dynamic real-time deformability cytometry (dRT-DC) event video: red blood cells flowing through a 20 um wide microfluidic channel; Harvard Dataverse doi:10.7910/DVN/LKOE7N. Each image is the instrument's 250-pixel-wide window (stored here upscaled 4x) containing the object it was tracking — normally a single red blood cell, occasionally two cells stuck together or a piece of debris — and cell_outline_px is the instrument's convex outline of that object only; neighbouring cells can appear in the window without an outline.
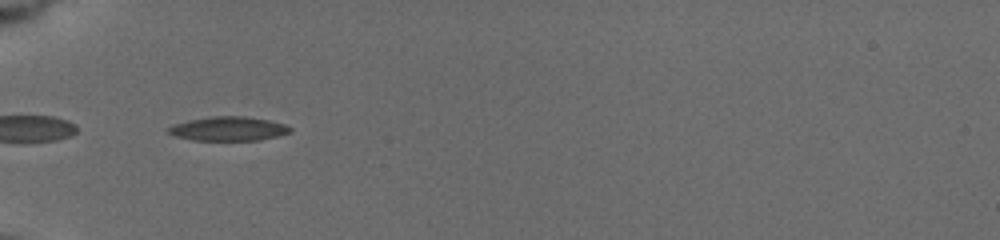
{"species": "common noctule bat (a hibernating species)", "species_latin": "Nyctalus noctula", "temperature_condition": "cold", "stored_images_in_passage": 9, "camera_frame_rate_fps": 3000, "um_per_image_px": 0.085, "animal": {"sex": "female", "body_mass_g": 19.5, "forearm_length_mm": 54.1}, "frame": {"image": 1, "passage_image": 8, "time_ms": 5.333, "image_size_px": [1000, 240], "cell_outline_px": [[292, 132], [260, 140], [192, 140], [176, 136], [168, 132], [164, 128], [172, 124], [188, 120], [212, 116], [244, 116], [268, 120], [284, 124], [292, 128]], "centroid_in_image_um": [19.38, 10.94], "position_along_channel_um": 65.6, "area_um2": 17.17}}